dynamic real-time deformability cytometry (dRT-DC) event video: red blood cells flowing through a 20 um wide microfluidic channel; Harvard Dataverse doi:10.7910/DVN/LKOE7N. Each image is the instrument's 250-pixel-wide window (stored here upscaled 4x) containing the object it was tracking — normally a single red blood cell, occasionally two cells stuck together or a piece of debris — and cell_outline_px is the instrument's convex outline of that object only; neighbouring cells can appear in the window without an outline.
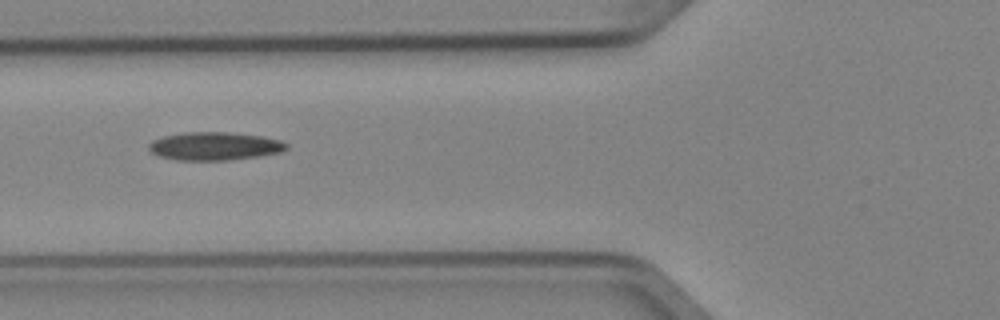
{"species": "Egyptian fruit bat (a non-hibernating species)", "species_latin": "Rousettus aegyptiacus", "temperature_condition": "cold", "stored_images_in_passage": 5, "camera_frame_rate_fps": 3000, "um_per_image_px": 0.085, "animal": {"sex": "female"}, "frame": {"image": 1, "passage_image": 5, "time_ms": 1.333, "image_size_px": [1000, 320], "cell_outline_px": [[288, 148], [284, 152], [260, 156], [228, 160], [176, 160], [160, 156], [152, 152], [148, 148], [148, 144], [152, 140], [164, 136], [184, 132], [228, 132], [260, 136], [280, 140], [288, 144]], "centroid_in_image_um": [18.26, 12.42], "position_along_channel_um": 107.5, "area_um2": 22.66}}